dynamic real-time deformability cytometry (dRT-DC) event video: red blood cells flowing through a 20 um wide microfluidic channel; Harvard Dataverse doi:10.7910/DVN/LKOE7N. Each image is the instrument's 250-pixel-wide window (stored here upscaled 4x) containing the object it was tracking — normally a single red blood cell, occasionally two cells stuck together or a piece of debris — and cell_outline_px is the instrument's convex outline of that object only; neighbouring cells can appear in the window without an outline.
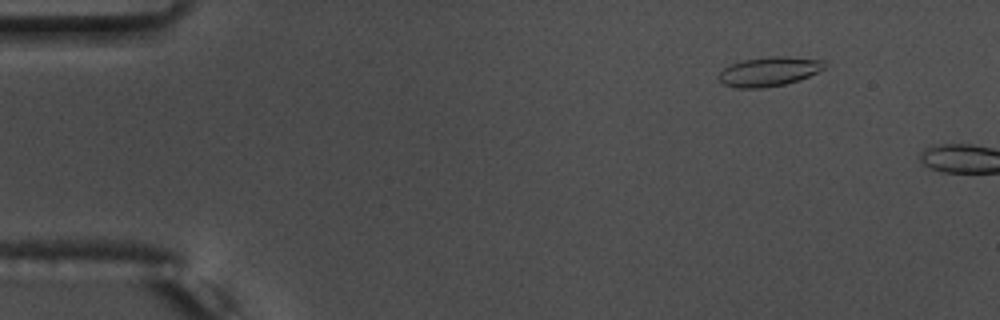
{"species": "common noctule bat (a hibernating species)", "species_latin": "Nyctalus noctula", "temperature_condition": "warm", "stored_images_in_passage": 10, "camera_frame_rate_fps": 3000, "um_per_image_px": 0.085, "animal": {"sex": "male", "body_mass_g": 17.5, "forearm_length_mm": 52.3}, "frame": {"image": 1, "passage_image": 7, "time_ms": 2.0, "image_size_px": [1000, 320], "cell_outline_px": [[828, 64], [824, 68], [800, 80], [784, 84], [760, 88], [736, 88], [724, 84], [716, 76], [724, 68], [732, 64], [744, 60], [768, 56], [784, 56], [824, 60]], "centroid_in_image_um": [65.37, 6.07], "position_along_channel_um": 19.6, "area_um2": 18.03}}